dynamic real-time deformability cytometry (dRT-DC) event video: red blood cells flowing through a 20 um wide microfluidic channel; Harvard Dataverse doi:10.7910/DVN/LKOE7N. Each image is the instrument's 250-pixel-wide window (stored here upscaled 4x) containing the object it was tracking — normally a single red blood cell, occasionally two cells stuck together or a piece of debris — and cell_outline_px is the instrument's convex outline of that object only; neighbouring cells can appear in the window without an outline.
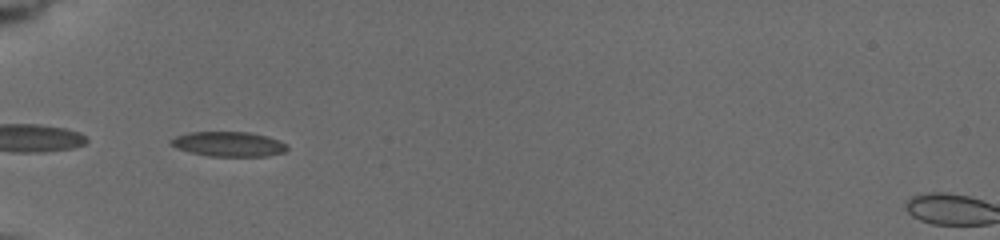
{"species": "common noctule bat (a hibernating species)", "species_latin": "Nyctalus noctula", "temperature_condition": "cold", "stored_images_in_passage": 48, "camera_frame_rate_fps": 3000, "um_per_image_px": 0.085, "animal": {"sex": "female", "body_mass_g": 19.5, "forearm_length_mm": 54.1}, "frame": {"image": 1, "passage_image": 1, "time_ms": 0.0, "image_size_px": [1000, 240], "cell_outline_px": [[288, 148], [284, 152], [264, 156], [208, 156], [192, 152], [168, 144], [176, 136], [192, 132], [248, 132], [268, 136], [280, 140], [288, 144]], "centroid_in_image_um": [19.5, 12.24], "position_along_channel_um": 65.5, "area_um2": 16.65}}
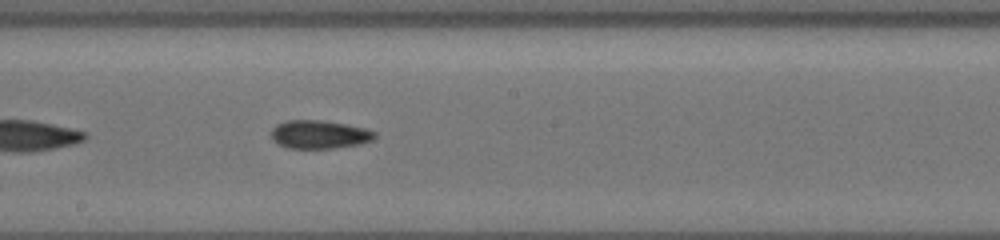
{"frame": {"image": 2, "passage_image": 13, "time_ms": 4.333, "image_size_px": [1000, 240], "cell_outline_px": [[376, 136], [372, 140], [360, 144], [332, 148], [288, 148], [276, 144], [272, 140], [272, 128], [276, 124], [288, 120], [320, 120], [344, 124], [364, 128], [376, 132]], "centroid_in_image_um": [27.11, 11.43], "position_along_channel_um": 221.1, "area_um2": 17.05}}
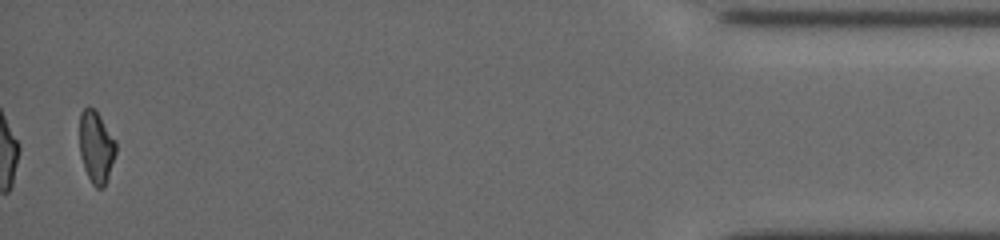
{"frame": {"image": 3, "passage_image": 46, "time_ms": 11.667, "image_size_px": [1000, 240], "cell_outline_px": [[116, 152], [104, 188], [96, 188], [92, 184], [84, 168], [80, 156], [80, 112], [88, 104], [96, 108], [116, 140]], "centroid_in_image_um": [8.17, 12.44], "position_along_channel_um": 427.0, "area_um2": 15.55}, "authors_computed_cell_mechanics": {"area_um2": 15.9528, "velocity_mm_per_s": 3.7537, "shape_relaxation_time_tau1_ms": 5.1712, "shape_relaxation_time_tau2_ms": 4.7186, "deformation_change_tau1": 0.1178, "deformation_change_tau2": 0.1302}}